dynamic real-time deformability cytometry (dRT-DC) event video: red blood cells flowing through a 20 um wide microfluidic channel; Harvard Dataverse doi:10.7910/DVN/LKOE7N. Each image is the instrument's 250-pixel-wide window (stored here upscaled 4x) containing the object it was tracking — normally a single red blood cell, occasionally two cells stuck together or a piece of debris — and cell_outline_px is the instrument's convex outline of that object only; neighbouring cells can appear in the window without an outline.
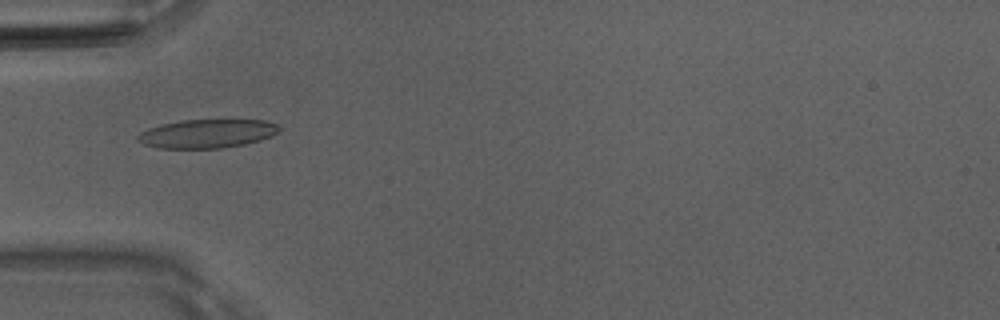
{"species": "Egyptian fruit bat (a non-hibernating species)", "species_latin": "Rousettus aegyptiacus", "temperature_condition": "room temperature", "stored_images_in_passage": 50, "camera_frame_rate_fps": 3000, "um_per_image_px": 0.085, "animal": {"sex": "male"}, "frame": {"image": 1, "passage_image": 17, "time_ms": 5.333, "image_size_px": [1000, 320], "cell_outline_px": [[280, 128], [272, 136], [260, 140], [244, 144], [224, 148], [160, 148], [144, 144], [136, 140], [136, 136], [140, 132], [148, 128], [180, 120], [264, 120], [276, 124]], "centroid_in_image_um": [17.58, 11.36], "position_along_channel_um": 67.4, "area_um2": 23.52}}
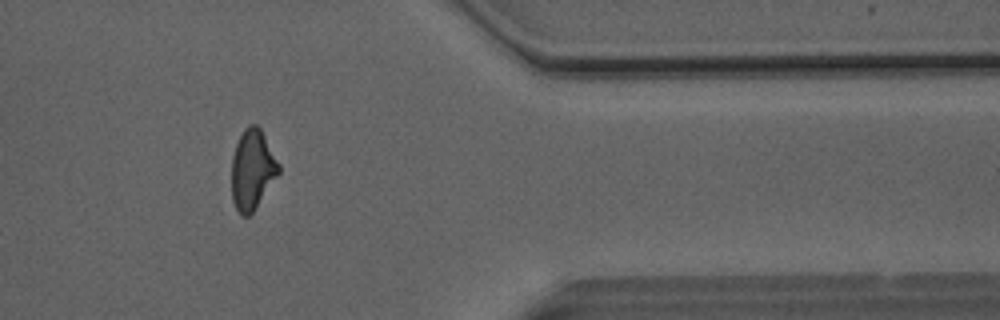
{"frame": {"image": 2, "passage_image": 42, "time_ms": 13.667, "image_size_px": [1000, 320], "cell_outline_px": [[280, 172], [256, 208], [248, 216], [240, 216], [232, 200], [232, 156], [236, 144], [244, 128], [248, 124], [256, 124], [260, 128], [280, 164]], "centroid_in_image_um": [21.45, 14.42], "position_along_channel_um": 390.0, "area_um2": 21.96}}
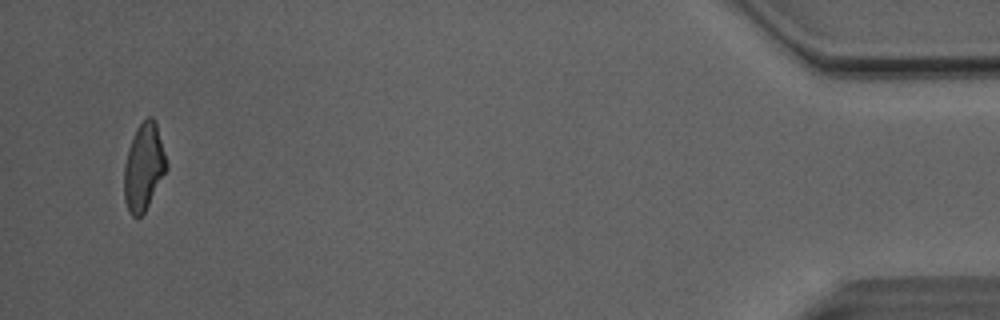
{"frame": {"image": 3, "passage_image": 49, "time_ms": 16.0, "image_size_px": [1000, 320], "cell_outline_px": [[168, 168], [144, 212], [140, 216], [132, 216], [128, 212], [124, 200], [124, 164], [128, 148], [136, 128], [148, 116], [152, 116], [156, 120], [168, 164]], "centroid_in_image_um": [12.22, 14.17], "position_along_channel_um": 423.0, "area_um2": 21.62}}